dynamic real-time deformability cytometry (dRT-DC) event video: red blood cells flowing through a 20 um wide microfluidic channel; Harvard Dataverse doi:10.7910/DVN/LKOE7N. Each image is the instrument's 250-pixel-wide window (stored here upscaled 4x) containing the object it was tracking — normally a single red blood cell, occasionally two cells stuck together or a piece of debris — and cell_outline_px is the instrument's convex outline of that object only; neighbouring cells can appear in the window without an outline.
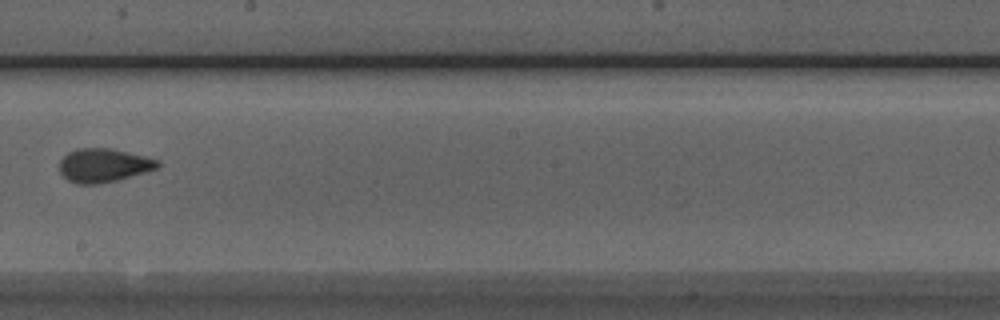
{"species": "Egyptian fruit bat (a non-hibernating species)", "species_latin": "Rousettus aegyptiacus", "temperature_condition": "room temperature", "stored_images_in_passage": 9, "camera_frame_rate_fps": 3000, "um_per_image_px": 0.085, "animal": {"sex": "male"}, "frame": {"image": 1, "passage_image": 9, "time_ms": 9.333, "image_size_px": [1000, 320], "cell_outline_px": [[160, 164], [156, 168], [144, 172], [116, 180], [100, 184], [76, 184], [68, 180], [60, 172], [60, 160], [68, 152], [76, 148], [112, 148], [160, 160]], "centroid_in_image_um": [8.78, 14.04], "position_along_channel_um": 239.4, "area_um2": 19.19}}